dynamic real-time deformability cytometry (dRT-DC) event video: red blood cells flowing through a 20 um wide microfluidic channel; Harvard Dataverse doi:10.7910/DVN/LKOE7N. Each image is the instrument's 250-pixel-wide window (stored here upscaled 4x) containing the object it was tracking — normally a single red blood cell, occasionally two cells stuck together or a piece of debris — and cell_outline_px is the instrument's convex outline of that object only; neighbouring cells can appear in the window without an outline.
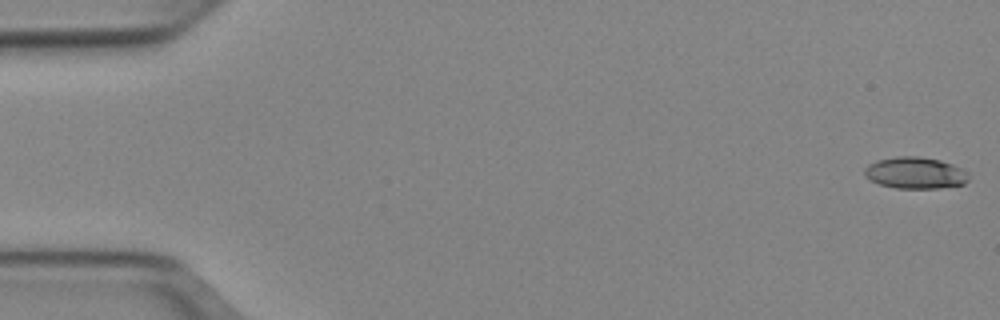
{"species": "Egyptian fruit bat (a non-hibernating species)", "species_latin": "Rousettus aegyptiacus", "temperature_condition": "cold", "stored_images_in_passage": 51, "camera_frame_rate_fps": 3000, "um_per_image_px": 0.085, "animal": {"sex": "female"}, "frame": {"image": 1, "passage_image": 1, "time_ms": 0.0, "image_size_px": [1000, 320], "cell_outline_px": [[968, 180], [964, 184], [936, 188], [896, 188], [880, 184], [868, 180], [864, 176], [864, 168], [868, 164], [876, 160], [896, 156], [916, 156], [940, 160], [952, 164], [968, 172]], "centroid_in_image_um": [77.75, 14.69], "position_along_channel_um": 7.2, "area_um2": 19.25}}
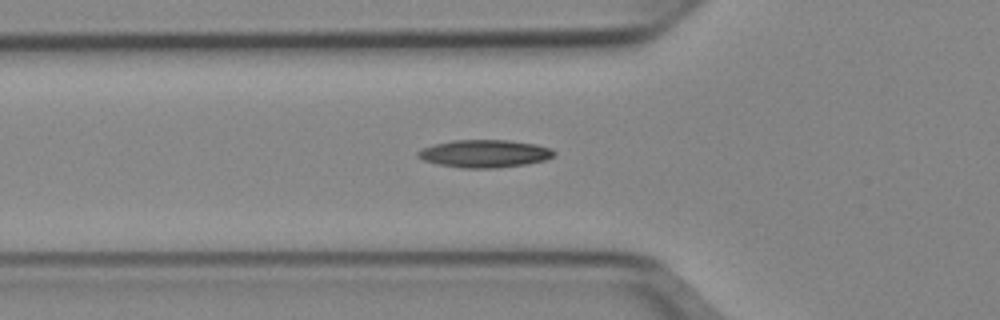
{"frame": {"image": 2, "passage_image": 18, "time_ms": 5.667, "image_size_px": [1000, 320], "cell_outline_px": [[556, 156], [544, 160], [524, 164], [496, 168], [464, 168], [440, 164], [424, 160], [416, 156], [416, 152], [432, 144], [452, 140], [508, 140], [536, 144], [552, 148], [556, 152]], "centroid_in_image_um": [41.21, 13.05], "position_along_channel_um": 84.6, "area_um2": 21.96}}
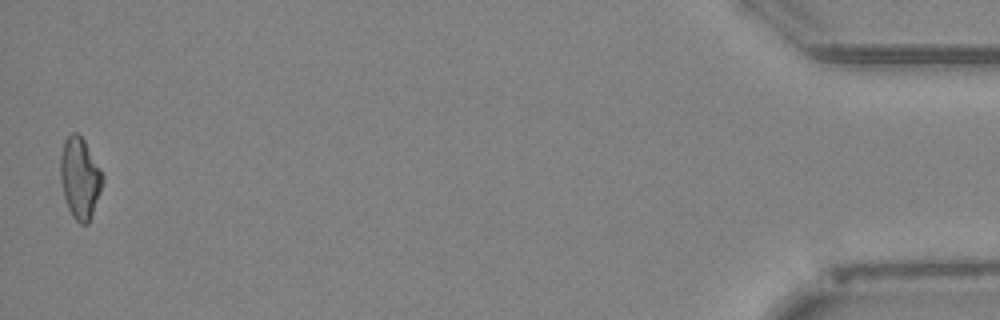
{"frame": {"image": 3, "passage_image": 51, "time_ms": 16.667, "image_size_px": [1000, 320], "cell_outline_px": [[104, 180], [92, 216], [88, 224], [80, 224], [72, 216], [68, 208], [64, 196], [60, 180], [60, 156], [64, 140], [72, 132], [76, 132], [84, 140], [100, 168], [104, 176]], "centroid_in_image_um": [6.79, 15.14], "position_along_channel_um": 428.4, "area_um2": 20.0}, "authors_computed_cell_mechanics": {"area_um2": 19.9988, "velocity_mm_per_s": 3.9571, "shape_relaxation_time_tau1_ms": null, "shape_relaxation_time_tau2_ms": 5.8111, "deformation_change_tau1": null, "deformation_change_tau2": 0.1338}}